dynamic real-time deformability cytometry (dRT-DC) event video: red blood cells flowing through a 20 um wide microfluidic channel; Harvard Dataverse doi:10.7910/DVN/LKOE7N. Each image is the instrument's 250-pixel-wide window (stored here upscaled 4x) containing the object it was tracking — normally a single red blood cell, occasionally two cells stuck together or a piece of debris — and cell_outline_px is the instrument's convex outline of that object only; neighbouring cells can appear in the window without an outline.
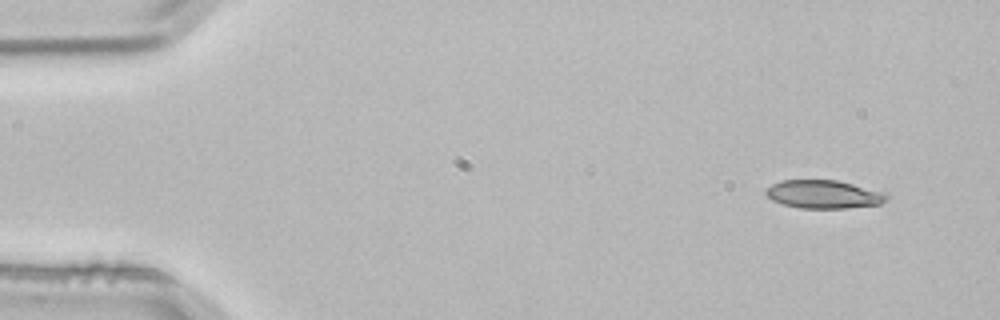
{"species": "common noctule bat (a hibernating species)", "species_latin": "Nyctalus noctula", "temperature_condition": "room temperature", "stored_images_in_passage": 4, "segment_of_instrument_passage": [1, 2], "camera_frame_rate_fps": 3000, "um_per_image_px": 0.085, "animal": {"sex": "male", "body_mass_g": 21.5, "forearm_length_mm": 52.0}, "frame": {"image": 1, "passage_image": 1, "time_ms": 0.0, "image_size_px": [1000, 320], "cell_outline_px": [[888, 200], [880, 204], [848, 208], [800, 208], [784, 204], [772, 200], [764, 192], [772, 184], [780, 180], [836, 180], [852, 184], [888, 196]], "centroid_in_image_um": [69.94, 16.52], "position_along_channel_um": 15.1, "area_um2": 19.42}}